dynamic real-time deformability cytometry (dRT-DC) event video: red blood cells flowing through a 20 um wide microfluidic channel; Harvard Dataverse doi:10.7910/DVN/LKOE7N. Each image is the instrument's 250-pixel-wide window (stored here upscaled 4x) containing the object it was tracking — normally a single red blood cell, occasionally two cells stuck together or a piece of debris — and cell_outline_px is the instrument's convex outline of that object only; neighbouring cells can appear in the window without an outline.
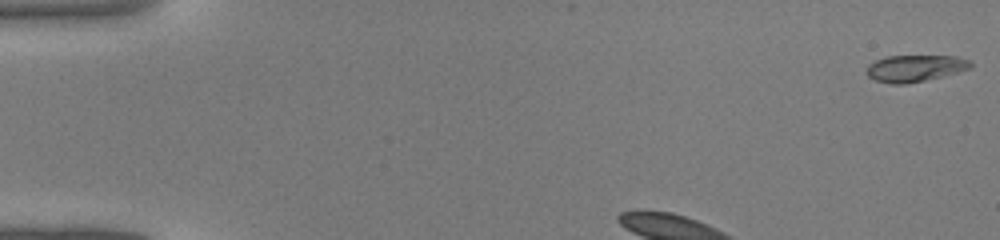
{"species": "common noctule bat (a hibernating species)", "species_latin": "Nyctalus noctula", "temperature_condition": "warm", "stored_images_in_passage": 32, "camera_frame_rate_fps": 3000, "um_per_image_px": 0.085, "animal": {"sex": "male", "body_mass_g": 19.0, "forearm_length_mm": 50.8}, "frame": {"image": 1, "passage_image": 1, "time_ms": 0.0, "image_size_px": [1000, 240], "cell_outline_px": [[972, 68], [924, 80], [904, 84], [892, 84], [876, 80], [868, 76], [868, 64], [876, 60], [888, 56], [956, 56], [968, 60], [972, 64]], "centroid_in_image_um": [77.77, 5.79], "position_along_channel_um": 7.2, "area_um2": 15.84}}
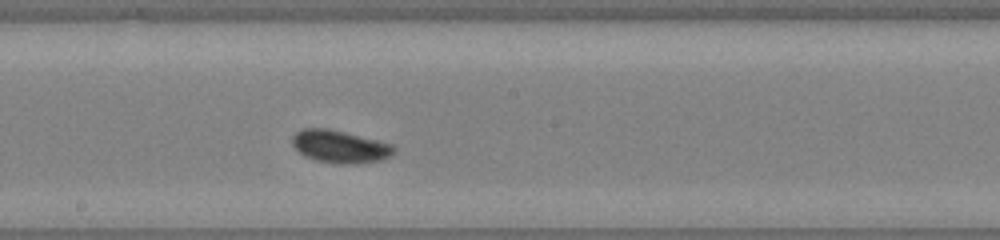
{"frame": {"image": 2, "passage_image": 18, "time_ms": 5.667, "image_size_px": [1000, 240], "cell_outline_px": [[396, 152], [384, 160], [356, 164], [348, 164], [316, 160], [304, 156], [292, 144], [292, 136], [300, 128], [328, 128], [392, 144], [396, 148]], "centroid_in_image_um": [28.91, 12.46], "position_along_channel_um": 219.3, "area_um2": 19.31}}
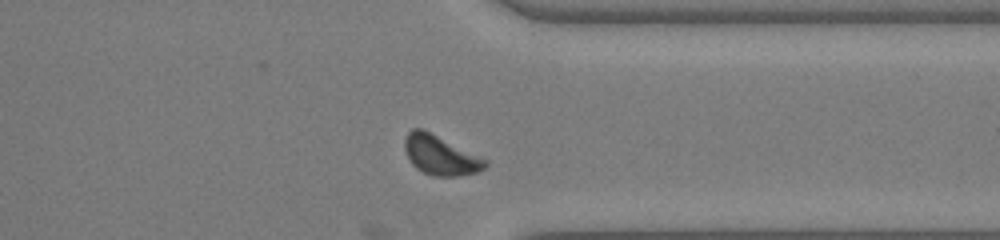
{"frame": {"image": 3, "passage_image": 28, "time_ms": 9.0, "image_size_px": [1000, 240], "cell_outline_px": [[488, 164], [484, 168], [476, 172], [460, 176], [432, 176], [416, 168], [412, 164], [404, 148], [404, 140], [408, 132], [412, 128], [420, 128], [488, 160]], "centroid_in_image_um": [37.42, 13.21], "position_along_channel_um": 374.0, "area_um2": 18.21}}